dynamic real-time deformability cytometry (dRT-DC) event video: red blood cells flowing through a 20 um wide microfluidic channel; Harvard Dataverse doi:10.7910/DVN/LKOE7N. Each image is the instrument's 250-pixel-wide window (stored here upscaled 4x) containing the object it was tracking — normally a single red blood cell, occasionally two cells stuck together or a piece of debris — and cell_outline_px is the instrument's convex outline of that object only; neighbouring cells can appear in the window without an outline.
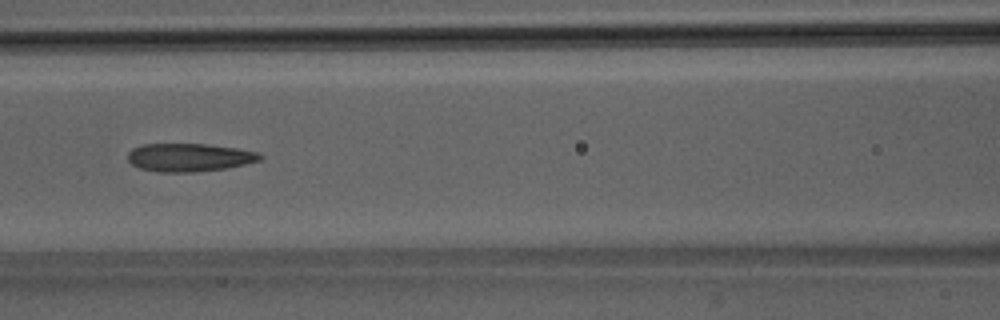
{"species": "Egyptian fruit bat (a non-hibernating species)", "species_latin": "Rousettus aegyptiacus", "temperature_condition": "room temperature", "stored_images_in_passage": 51, "camera_frame_rate_fps": 3000, "um_per_image_px": 0.085, "animal": {"sex": "male"}, "frame": {"image": 1, "passage_image": 23, "time_ms": 7.333, "image_size_px": [1000, 320], "cell_outline_px": [[264, 156], [260, 160], [228, 168], [196, 172], [156, 172], [140, 168], [132, 164], [128, 160], [128, 152], [132, 148], [144, 144], [204, 144], [236, 148], [260, 152]], "centroid_in_image_um": [16.1, 13.38], "position_along_channel_um": 150.5, "area_um2": 21.79}}
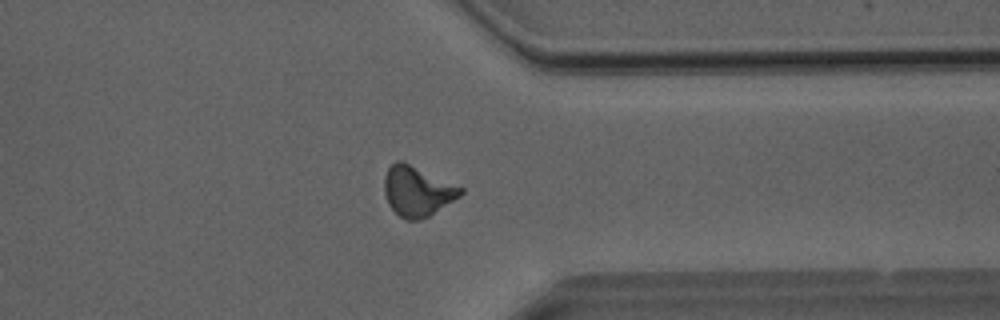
{"frame": {"image": 2, "passage_image": 40, "time_ms": 13.0, "image_size_px": [1000, 320], "cell_outline_px": [[464, 192], [460, 196], [428, 216], [416, 220], [404, 220], [388, 204], [384, 192], [384, 176], [388, 168], [396, 160], [404, 160], [464, 188]], "centroid_in_image_um": [35.46, 16.21], "position_along_channel_um": 375.9, "area_um2": 22.31}}
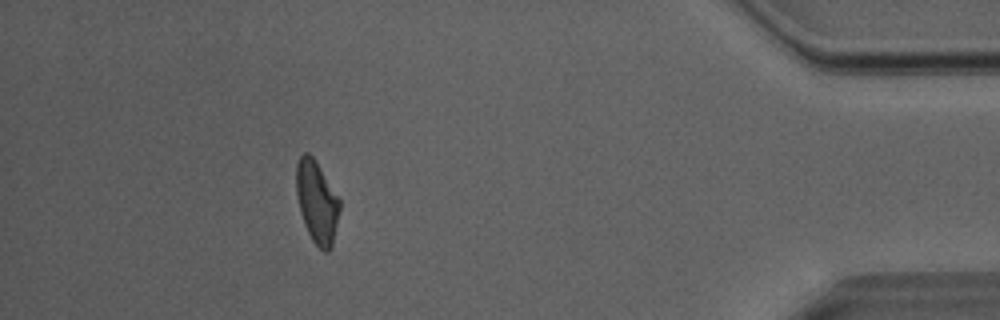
{"frame": {"image": 3, "passage_image": 46, "time_ms": 15.0, "image_size_px": [1000, 320], "cell_outline_px": [[340, 208], [332, 248], [328, 252], [324, 252], [312, 240], [304, 224], [300, 212], [296, 196], [296, 164], [300, 156], [304, 152], [308, 152], [316, 160], [340, 200]], "centroid_in_image_um": [26.92, 17.16], "position_along_channel_um": 408.3, "area_um2": 20.92}, "authors_computed_cell_mechanics": {"area_um2": 21.8484, "velocity_mm_per_s": 4.0569, "shape_relaxation_time_tau1_ms": 7.8879, "shape_relaxation_time_tau2_ms": 3.0601, "deformation_change_tau1": 0.2186, "deformation_change_tau2": 0.1311}}